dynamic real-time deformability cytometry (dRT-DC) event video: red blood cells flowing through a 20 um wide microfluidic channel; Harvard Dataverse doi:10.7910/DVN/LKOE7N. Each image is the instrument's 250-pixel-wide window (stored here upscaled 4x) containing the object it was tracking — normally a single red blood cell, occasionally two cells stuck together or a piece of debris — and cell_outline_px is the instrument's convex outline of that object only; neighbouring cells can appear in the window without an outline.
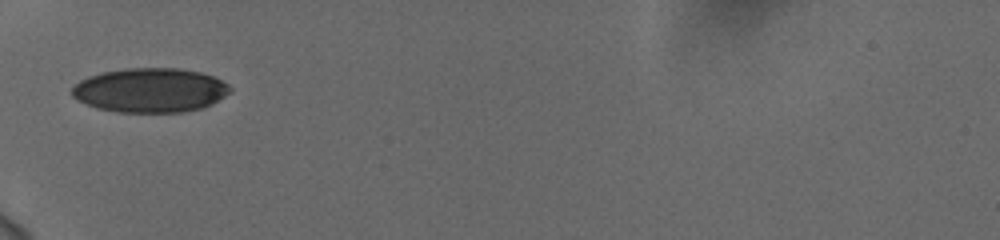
{"species": "human", "species_latin": "Homo sapiens", "temperature_condition": "cold", "stored_images_in_passage": 35, "camera_frame_rate_fps": 3000, "um_per_image_px": 0.085, "donor": {"sex": "female"}, "frame": {"image": 1, "passage_image": 1, "time_ms": 0.0, "image_size_px": [1000, 240], "cell_outline_px": [[232, 92], [212, 104], [200, 108], [180, 112], [116, 112], [96, 108], [72, 96], [72, 88], [80, 80], [88, 76], [100, 72], [124, 68], [180, 68], [200, 72], [212, 76], [228, 84], [232, 88]], "centroid_in_image_um": [12.78, 7.66], "position_along_channel_um": 72.2, "area_um2": 40.92}}
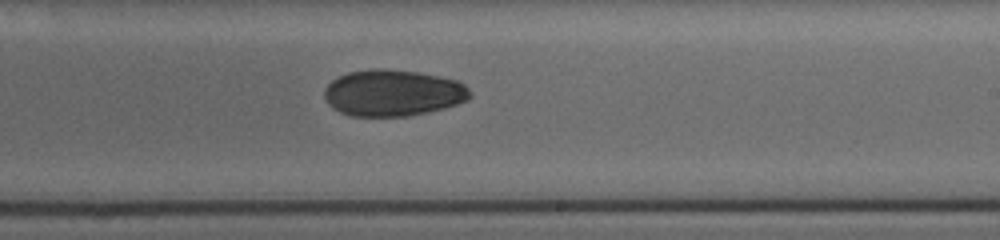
{"frame": {"image": 2, "passage_image": 16, "time_ms": 5.0, "image_size_px": [1000, 240], "cell_outline_px": [[472, 96], [468, 100], [444, 108], [428, 112], [408, 116], [352, 116], [340, 112], [332, 108], [328, 104], [324, 96], [324, 92], [328, 84], [332, 80], [348, 72], [372, 68], [384, 68], [416, 72], [440, 76], [456, 80], [464, 84], [472, 92]], "centroid_in_image_um": [33.41, 7.9], "position_along_channel_um": 255.6, "area_um2": 39.59}}
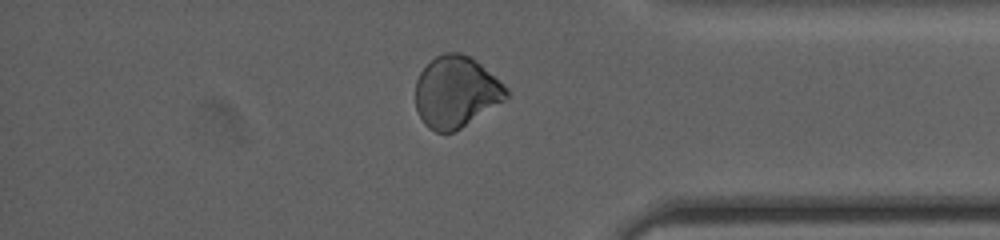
{"frame": {"image": 3, "passage_image": 28, "time_ms": 9.0, "image_size_px": [1000, 240], "cell_outline_px": [[508, 100], [460, 128], [452, 132], [436, 132], [428, 128], [424, 124], [416, 108], [416, 80], [420, 72], [436, 56], [444, 52], [460, 52], [472, 56], [504, 84], [508, 88]], "centroid_in_image_um": [38.79, 7.81], "position_along_channel_um": 396.4, "area_um2": 38.09}, "authors_computed_cell_mechanics": {"area_um2": 39.9976, "velocity_mm_per_s": 3.7529, "shape_relaxation_time_tau1_ms": 3.0865, "shape_relaxation_time_tau2_ms": null, "deformation_change_tau1": 0.0771, "deformation_change_tau2": null}}